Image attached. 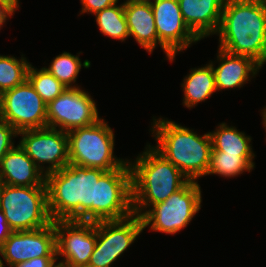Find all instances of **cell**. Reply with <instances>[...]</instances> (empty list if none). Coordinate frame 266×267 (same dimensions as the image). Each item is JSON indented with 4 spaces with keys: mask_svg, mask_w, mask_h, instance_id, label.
Returning <instances> with one entry per match:
<instances>
[{
    "mask_svg": "<svg viewBox=\"0 0 266 267\" xmlns=\"http://www.w3.org/2000/svg\"><path fill=\"white\" fill-rule=\"evenodd\" d=\"M149 122V135L155 141L151 146L176 166L188 180L199 182L206 177L210 165L212 139L210 132L200 133L180 122L161 115Z\"/></svg>",
    "mask_w": 266,
    "mask_h": 267,
    "instance_id": "obj_1",
    "label": "cell"
},
{
    "mask_svg": "<svg viewBox=\"0 0 266 267\" xmlns=\"http://www.w3.org/2000/svg\"><path fill=\"white\" fill-rule=\"evenodd\" d=\"M104 172L69 164L46 175L51 219L96 222V184Z\"/></svg>",
    "mask_w": 266,
    "mask_h": 267,
    "instance_id": "obj_2",
    "label": "cell"
},
{
    "mask_svg": "<svg viewBox=\"0 0 266 267\" xmlns=\"http://www.w3.org/2000/svg\"><path fill=\"white\" fill-rule=\"evenodd\" d=\"M214 36L217 47L266 66V6L259 0H225Z\"/></svg>",
    "mask_w": 266,
    "mask_h": 267,
    "instance_id": "obj_3",
    "label": "cell"
},
{
    "mask_svg": "<svg viewBox=\"0 0 266 267\" xmlns=\"http://www.w3.org/2000/svg\"><path fill=\"white\" fill-rule=\"evenodd\" d=\"M135 158L128 156L131 170L133 214L142 216L151 206L165 201L189 180L148 142Z\"/></svg>",
    "mask_w": 266,
    "mask_h": 267,
    "instance_id": "obj_4",
    "label": "cell"
},
{
    "mask_svg": "<svg viewBox=\"0 0 266 267\" xmlns=\"http://www.w3.org/2000/svg\"><path fill=\"white\" fill-rule=\"evenodd\" d=\"M69 164L110 171L120 168L127 160L115 153V130L105 116L95 124L69 132Z\"/></svg>",
    "mask_w": 266,
    "mask_h": 267,
    "instance_id": "obj_5",
    "label": "cell"
},
{
    "mask_svg": "<svg viewBox=\"0 0 266 267\" xmlns=\"http://www.w3.org/2000/svg\"><path fill=\"white\" fill-rule=\"evenodd\" d=\"M200 182L189 180L165 201L151 206L142 216L144 231L177 235L190 226L202 208L203 192Z\"/></svg>",
    "mask_w": 266,
    "mask_h": 267,
    "instance_id": "obj_6",
    "label": "cell"
},
{
    "mask_svg": "<svg viewBox=\"0 0 266 267\" xmlns=\"http://www.w3.org/2000/svg\"><path fill=\"white\" fill-rule=\"evenodd\" d=\"M0 210L13 232L35 230L50 225L46 186H11L4 184Z\"/></svg>",
    "mask_w": 266,
    "mask_h": 267,
    "instance_id": "obj_7",
    "label": "cell"
},
{
    "mask_svg": "<svg viewBox=\"0 0 266 267\" xmlns=\"http://www.w3.org/2000/svg\"><path fill=\"white\" fill-rule=\"evenodd\" d=\"M143 232L142 219L136 214L120 220L97 221L96 245L87 267H117L116 263L130 252Z\"/></svg>",
    "mask_w": 266,
    "mask_h": 267,
    "instance_id": "obj_8",
    "label": "cell"
},
{
    "mask_svg": "<svg viewBox=\"0 0 266 267\" xmlns=\"http://www.w3.org/2000/svg\"><path fill=\"white\" fill-rule=\"evenodd\" d=\"M82 87L66 88L47 104V127L69 132L95 124L103 116L94 95ZM92 95V96H91Z\"/></svg>",
    "mask_w": 266,
    "mask_h": 267,
    "instance_id": "obj_9",
    "label": "cell"
},
{
    "mask_svg": "<svg viewBox=\"0 0 266 267\" xmlns=\"http://www.w3.org/2000/svg\"><path fill=\"white\" fill-rule=\"evenodd\" d=\"M158 35V47L165 55L162 62L177 60L200 39L188 28L180 11L178 0H150ZM199 42V43H198Z\"/></svg>",
    "mask_w": 266,
    "mask_h": 267,
    "instance_id": "obj_10",
    "label": "cell"
},
{
    "mask_svg": "<svg viewBox=\"0 0 266 267\" xmlns=\"http://www.w3.org/2000/svg\"><path fill=\"white\" fill-rule=\"evenodd\" d=\"M18 144L46 176L69 165L67 132L44 127L18 132Z\"/></svg>",
    "mask_w": 266,
    "mask_h": 267,
    "instance_id": "obj_11",
    "label": "cell"
},
{
    "mask_svg": "<svg viewBox=\"0 0 266 267\" xmlns=\"http://www.w3.org/2000/svg\"><path fill=\"white\" fill-rule=\"evenodd\" d=\"M133 214L131 170L128 160L105 171L96 184V222L120 220Z\"/></svg>",
    "mask_w": 266,
    "mask_h": 267,
    "instance_id": "obj_12",
    "label": "cell"
},
{
    "mask_svg": "<svg viewBox=\"0 0 266 267\" xmlns=\"http://www.w3.org/2000/svg\"><path fill=\"white\" fill-rule=\"evenodd\" d=\"M0 119L17 132L47 127V104L26 80L2 93Z\"/></svg>",
    "mask_w": 266,
    "mask_h": 267,
    "instance_id": "obj_13",
    "label": "cell"
},
{
    "mask_svg": "<svg viewBox=\"0 0 266 267\" xmlns=\"http://www.w3.org/2000/svg\"><path fill=\"white\" fill-rule=\"evenodd\" d=\"M57 262L68 267H87L96 245V222L54 221Z\"/></svg>",
    "mask_w": 266,
    "mask_h": 267,
    "instance_id": "obj_14",
    "label": "cell"
},
{
    "mask_svg": "<svg viewBox=\"0 0 266 267\" xmlns=\"http://www.w3.org/2000/svg\"><path fill=\"white\" fill-rule=\"evenodd\" d=\"M8 267L42 256H57L54 221L35 230L12 232L0 247Z\"/></svg>",
    "mask_w": 266,
    "mask_h": 267,
    "instance_id": "obj_15",
    "label": "cell"
},
{
    "mask_svg": "<svg viewBox=\"0 0 266 267\" xmlns=\"http://www.w3.org/2000/svg\"><path fill=\"white\" fill-rule=\"evenodd\" d=\"M215 76L218 94L226 90H240L258 77L263 67L253 58L231 54L219 47L215 58L208 60ZM262 69V70H261Z\"/></svg>",
    "mask_w": 266,
    "mask_h": 267,
    "instance_id": "obj_16",
    "label": "cell"
},
{
    "mask_svg": "<svg viewBox=\"0 0 266 267\" xmlns=\"http://www.w3.org/2000/svg\"><path fill=\"white\" fill-rule=\"evenodd\" d=\"M178 3L186 25L200 40L215 35L225 0H178Z\"/></svg>",
    "mask_w": 266,
    "mask_h": 267,
    "instance_id": "obj_17",
    "label": "cell"
},
{
    "mask_svg": "<svg viewBox=\"0 0 266 267\" xmlns=\"http://www.w3.org/2000/svg\"><path fill=\"white\" fill-rule=\"evenodd\" d=\"M129 38L149 55L158 48V35L150 1L124 2Z\"/></svg>",
    "mask_w": 266,
    "mask_h": 267,
    "instance_id": "obj_18",
    "label": "cell"
},
{
    "mask_svg": "<svg viewBox=\"0 0 266 267\" xmlns=\"http://www.w3.org/2000/svg\"><path fill=\"white\" fill-rule=\"evenodd\" d=\"M0 179L11 186H46V176L18 143L2 158Z\"/></svg>",
    "mask_w": 266,
    "mask_h": 267,
    "instance_id": "obj_19",
    "label": "cell"
},
{
    "mask_svg": "<svg viewBox=\"0 0 266 267\" xmlns=\"http://www.w3.org/2000/svg\"><path fill=\"white\" fill-rule=\"evenodd\" d=\"M201 66L191 67L180 83L183 92L182 105L188 110H192L202 104L207 99L213 98L217 94L215 76L209 61Z\"/></svg>",
    "mask_w": 266,
    "mask_h": 267,
    "instance_id": "obj_20",
    "label": "cell"
},
{
    "mask_svg": "<svg viewBox=\"0 0 266 267\" xmlns=\"http://www.w3.org/2000/svg\"><path fill=\"white\" fill-rule=\"evenodd\" d=\"M232 123V121L231 123L228 121L218 122L214 130H209L212 139V151L237 154L238 156H257L252 145L253 137L245 131H240Z\"/></svg>",
    "mask_w": 266,
    "mask_h": 267,
    "instance_id": "obj_21",
    "label": "cell"
},
{
    "mask_svg": "<svg viewBox=\"0 0 266 267\" xmlns=\"http://www.w3.org/2000/svg\"><path fill=\"white\" fill-rule=\"evenodd\" d=\"M59 55H56L48 63H45V67L57 80H59L67 88H78L82 84H79L77 79L79 78V73L81 70L89 69L92 67L90 60L85 59L82 61L80 55L83 54L82 51H79L75 55L69 51L59 52Z\"/></svg>",
    "mask_w": 266,
    "mask_h": 267,
    "instance_id": "obj_22",
    "label": "cell"
},
{
    "mask_svg": "<svg viewBox=\"0 0 266 267\" xmlns=\"http://www.w3.org/2000/svg\"><path fill=\"white\" fill-rule=\"evenodd\" d=\"M255 159L256 156H238L237 154H225L221 151H212L206 176L214 175L216 177L217 175L219 176L218 178L237 179L247 172L251 174L256 168Z\"/></svg>",
    "mask_w": 266,
    "mask_h": 267,
    "instance_id": "obj_23",
    "label": "cell"
},
{
    "mask_svg": "<svg viewBox=\"0 0 266 267\" xmlns=\"http://www.w3.org/2000/svg\"><path fill=\"white\" fill-rule=\"evenodd\" d=\"M100 34L112 40L125 43L129 40V31L124 14V2L109 6L93 15Z\"/></svg>",
    "mask_w": 266,
    "mask_h": 267,
    "instance_id": "obj_24",
    "label": "cell"
},
{
    "mask_svg": "<svg viewBox=\"0 0 266 267\" xmlns=\"http://www.w3.org/2000/svg\"><path fill=\"white\" fill-rule=\"evenodd\" d=\"M20 56L0 54V91L7 90L23 84L27 80L29 66L32 62L20 52Z\"/></svg>",
    "mask_w": 266,
    "mask_h": 267,
    "instance_id": "obj_25",
    "label": "cell"
},
{
    "mask_svg": "<svg viewBox=\"0 0 266 267\" xmlns=\"http://www.w3.org/2000/svg\"><path fill=\"white\" fill-rule=\"evenodd\" d=\"M27 80L46 104L57 98L67 88L45 67L37 68L32 63L28 69Z\"/></svg>",
    "mask_w": 266,
    "mask_h": 267,
    "instance_id": "obj_26",
    "label": "cell"
},
{
    "mask_svg": "<svg viewBox=\"0 0 266 267\" xmlns=\"http://www.w3.org/2000/svg\"><path fill=\"white\" fill-rule=\"evenodd\" d=\"M18 132L7 122L0 119V162L18 142Z\"/></svg>",
    "mask_w": 266,
    "mask_h": 267,
    "instance_id": "obj_27",
    "label": "cell"
},
{
    "mask_svg": "<svg viewBox=\"0 0 266 267\" xmlns=\"http://www.w3.org/2000/svg\"><path fill=\"white\" fill-rule=\"evenodd\" d=\"M81 4V8L77 14V17L84 16V14H88L93 16L97 12L112 6L117 3L119 0H79Z\"/></svg>",
    "mask_w": 266,
    "mask_h": 267,
    "instance_id": "obj_28",
    "label": "cell"
},
{
    "mask_svg": "<svg viewBox=\"0 0 266 267\" xmlns=\"http://www.w3.org/2000/svg\"><path fill=\"white\" fill-rule=\"evenodd\" d=\"M57 262V256H42L14 264L10 267H52Z\"/></svg>",
    "mask_w": 266,
    "mask_h": 267,
    "instance_id": "obj_29",
    "label": "cell"
},
{
    "mask_svg": "<svg viewBox=\"0 0 266 267\" xmlns=\"http://www.w3.org/2000/svg\"><path fill=\"white\" fill-rule=\"evenodd\" d=\"M16 10L6 1L0 0V32L7 26L9 20L14 18ZM7 23V24H6Z\"/></svg>",
    "mask_w": 266,
    "mask_h": 267,
    "instance_id": "obj_30",
    "label": "cell"
},
{
    "mask_svg": "<svg viewBox=\"0 0 266 267\" xmlns=\"http://www.w3.org/2000/svg\"><path fill=\"white\" fill-rule=\"evenodd\" d=\"M13 231L9 227L4 213L0 210V247Z\"/></svg>",
    "mask_w": 266,
    "mask_h": 267,
    "instance_id": "obj_31",
    "label": "cell"
},
{
    "mask_svg": "<svg viewBox=\"0 0 266 267\" xmlns=\"http://www.w3.org/2000/svg\"><path fill=\"white\" fill-rule=\"evenodd\" d=\"M259 111H260L259 113L261 114L260 117L262 116L261 124L263 125V129L266 135V105H264ZM264 141L266 142V138L264 139Z\"/></svg>",
    "mask_w": 266,
    "mask_h": 267,
    "instance_id": "obj_32",
    "label": "cell"
},
{
    "mask_svg": "<svg viewBox=\"0 0 266 267\" xmlns=\"http://www.w3.org/2000/svg\"><path fill=\"white\" fill-rule=\"evenodd\" d=\"M9 3L17 12L20 11L21 8V0H4Z\"/></svg>",
    "mask_w": 266,
    "mask_h": 267,
    "instance_id": "obj_33",
    "label": "cell"
},
{
    "mask_svg": "<svg viewBox=\"0 0 266 267\" xmlns=\"http://www.w3.org/2000/svg\"><path fill=\"white\" fill-rule=\"evenodd\" d=\"M0 267H8L0 252Z\"/></svg>",
    "mask_w": 266,
    "mask_h": 267,
    "instance_id": "obj_34",
    "label": "cell"
},
{
    "mask_svg": "<svg viewBox=\"0 0 266 267\" xmlns=\"http://www.w3.org/2000/svg\"><path fill=\"white\" fill-rule=\"evenodd\" d=\"M52 267H68L65 264H62L60 262H56Z\"/></svg>",
    "mask_w": 266,
    "mask_h": 267,
    "instance_id": "obj_35",
    "label": "cell"
},
{
    "mask_svg": "<svg viewBox=\"0 0 266 267\" xmlns=\"http://www.w3.org/2000/svg\"><path fill=\"white\" fill-rule=\"evenodd\" d=\"M2 110V92L0 91V115Z\"/></svg>",
    "mask_w": 266,
    "mask_h": 267,
    "instance_id": "obj_36",
    "label": "cell"
},
{
    "mask_svg": "<svg viewBox=\"0 0 266 267\" xmlns=\"http://www.w3.org/2000/svg\"><path fill=\"white\" fill-rule=\"evenodd\" d=\"M3 185H4V183H3L2 180L0 179V193H1V190H2Z\"/></svg>",
    "mask_w": 266,
    "mask_h": 267,
    "instance_id": "obj_37",
    "label": "cell"
},
{
    "mask_svg": "<svg viewBox=\"0 0 266 267\" xmlns=\"http://www.w3.org/2000/svg\"><path fill=\"white\" fill-rule=\"evenodd\" d=\"M259 1L266 6V0H259Z\"/></svg>",
    "mask_w": 266,
    "mask_h": 267,
    "instance_id": "obj_38",
    "label": "cell"
},
{
    "mask_svg": "<svg viewBox=\"0 0 266 267\" xmlns=\"http://www.w3.org/2000/svg\"><path fill=\"white\" fill-rule=\"evenodd\" d=\"M119 1H122V0H119ZM126 1H136V0H123V2H126Z\"/></svg>",
    "mask_w": 266,
    "mask_h": 267,
    "instance_id": "obj_39",
    "label": "cell"
}]
</instances>
